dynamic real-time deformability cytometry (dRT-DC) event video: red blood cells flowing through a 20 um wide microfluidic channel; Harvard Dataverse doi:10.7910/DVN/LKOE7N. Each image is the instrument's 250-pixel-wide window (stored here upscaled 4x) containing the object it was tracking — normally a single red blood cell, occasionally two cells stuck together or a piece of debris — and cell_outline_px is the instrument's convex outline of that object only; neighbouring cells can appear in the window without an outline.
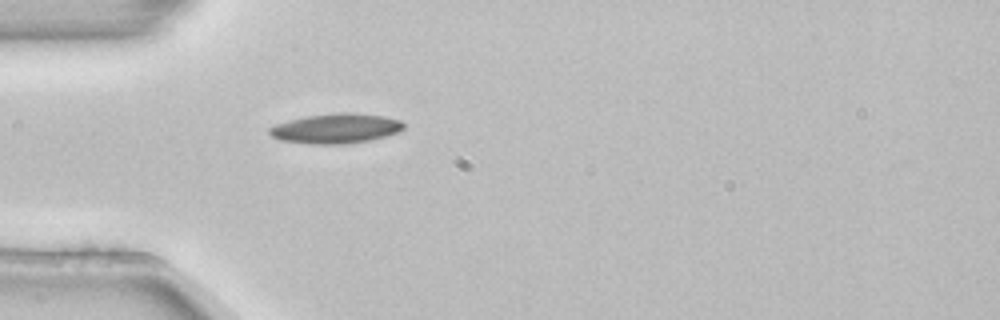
{"species": "common noctule bat (a hibernating species)", "species_latin": "Nyctalus noctula", "temperature_condition": "room temperature", "stored_images_in_passage": 1, "camera_frame_rate_fps": 3000, "um_per_image_px": 0.085, "animal": {"sex": "female", "body_mass_g": 22.7, "forearm_length_mm": 54.2}, "frame": {"image": 1, "passage_image": 1, "time_ms": 0.0, "image_size_px": [1000, 320], "cell_outline_px": [[404, 128], [396, 132], [384, 136], [368, 140], [344, 144], [308, 144], [280, 140], [272, 136], [268, 132], [268, 128], [276, 124], [288, 120], [308, 116], [340, 112], [352, 112], [384, 116], [400, 120], [404, 124]], "centroid_in_image_um": [28.52, 10.91], "position_along_channel_um": 56.5, "area_um2": 23.24}}